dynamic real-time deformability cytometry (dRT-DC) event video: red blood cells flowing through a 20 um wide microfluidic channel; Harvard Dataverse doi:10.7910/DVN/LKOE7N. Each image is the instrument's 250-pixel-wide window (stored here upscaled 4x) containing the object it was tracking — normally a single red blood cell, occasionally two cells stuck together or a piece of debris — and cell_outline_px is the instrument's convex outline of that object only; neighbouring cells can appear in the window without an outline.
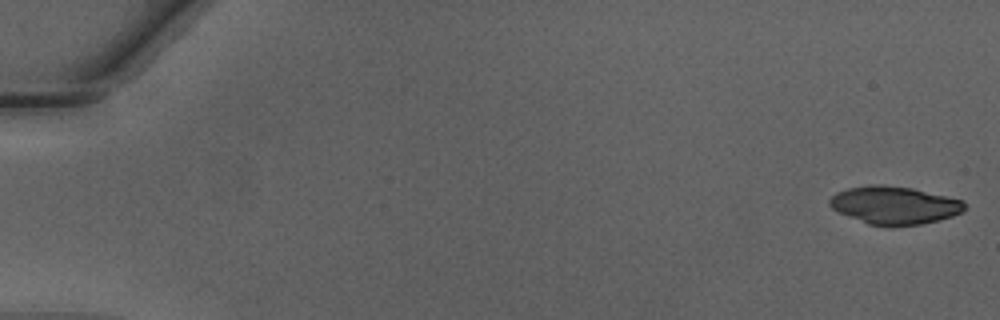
{"species": "Egyptian fruit bat (a non-hibernating species)", "species_latin": "Rousettus aegyptiacus", "temperature_condition": "warm", "stored_images_in_passage": 48, "camera_frame_rate_fps": 3000, "um_per_image_px": 0.085, "animal": {"sex": "male"}, "frame": {"image": 1, "passage_image": 1, "time_ms": 0.0, "image_size_px": [1000, 320], "cell_outline_px": [[964, 212], [952, 216], [924, 224], [892, 228], [888, 228], [868, 224], [840, 212], [832, 208], [828, 204], [828, 200], [836, 192], [848, 188], [872, 184], [884, 184], [912, 188], [964, 200]], "centroid_in_image_um": [76.03, 17.46], "position_along_channel_um": 9.0, "area_um2": 30.23}}
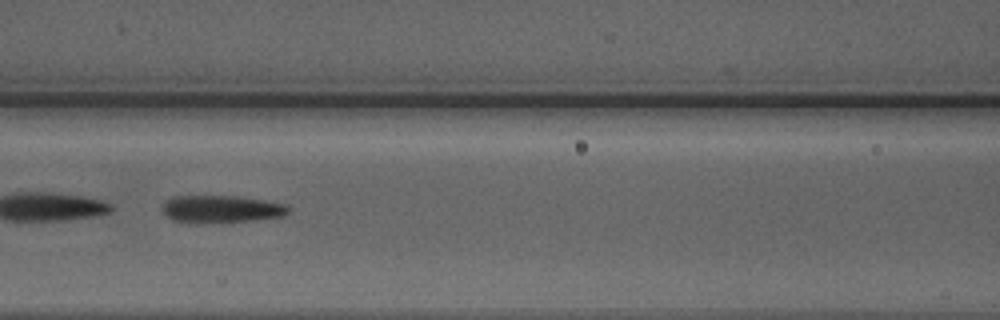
{"frame": {"image": 2, "passage_image": 23, "time_ms": 7.333, "image_size_px": [1000, 320], "cell_outline_px": [[288, 212], [280, 216], [256, 220], [196, 224], [172, 220], [160, 208], [172, 196], [236, 196], [264, 200], [284, 204], [288, 208]], "centroid_in_image_um": [18.75, 17.78], "position_along_channel_um": 147.9, "area_um2": 20.11}}
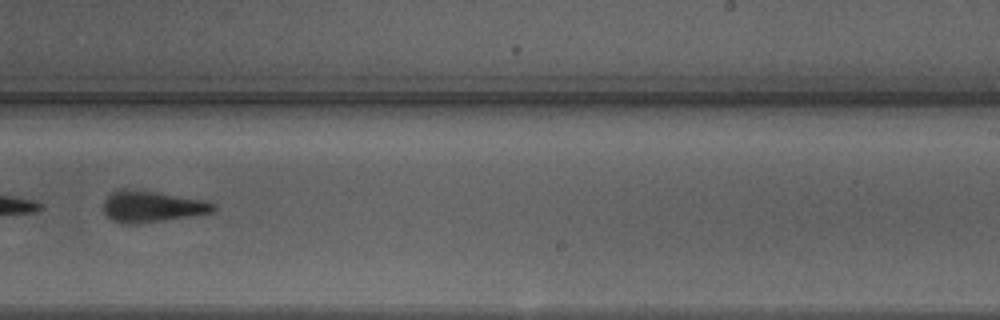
{"frame": {"image": 3, "passage_image": 32, "time_ms": 10.333, "image_size_px": [1000, 320], "cell_outline_px": [[216, 208], [212, 212], [188, 216], [136, 224], [128, 224], [112, 220], [104, 212], [104, 200], [112, 192], [120, 188], [132, 188], [160, 192], [208, 200], [216, 204]], "centroid_in_image_um": [12.92, 17.52], "position_along_channel_um": 276.1, "area_um2": 20.23}, "authors_computed_cell_mechanics": {"area_um2": 21.2415, "velocity_mm_per_s": 4.2893, "shape_relaxation_time_tau1_ms": 3.5265, "shape_relaxation_time_tau2_ms": 2.0859, "deformation_change_tau1": 0.1701, "deformation_change_tau2": 0.1205}}